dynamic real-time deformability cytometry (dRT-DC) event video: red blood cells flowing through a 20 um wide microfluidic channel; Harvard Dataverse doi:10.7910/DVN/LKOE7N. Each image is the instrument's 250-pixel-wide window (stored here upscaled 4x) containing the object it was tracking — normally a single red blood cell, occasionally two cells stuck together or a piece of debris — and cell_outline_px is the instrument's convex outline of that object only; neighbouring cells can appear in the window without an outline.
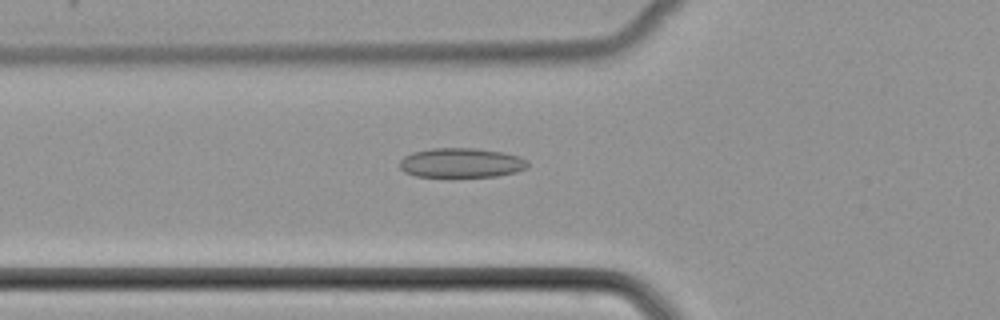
{"species": "common noctule bat (a hibernating species)", "species_latin": "Nyctalus noctula", "temperature_condition": "cold", "stored_images_in_passage": 39, "camera_frame_rate_fps": 3000, "um_per_image_px": 0.085, "animal": {"sex": "female", "body_mass_g": 22.7, "forearm_length_mm": 54.2}, "frame": {"image": 1, "passage_image": 7, "time_ms": 2.0, "image_size_px": [1000, 320], "cell_outline_px": [[528, 168], [516, 172], [496, 176], [448, 180], [416, 176], [404, 172], [400, 168], [400, 160], [404, 156], [412, 152], [432, 148], [472, 148], [504, 152], [520, 156], [528, 160]], "centroid_in_image_um": [39.19, 13.89], "position_along_channel_um": 86.6, "area_um2": 23.24}}
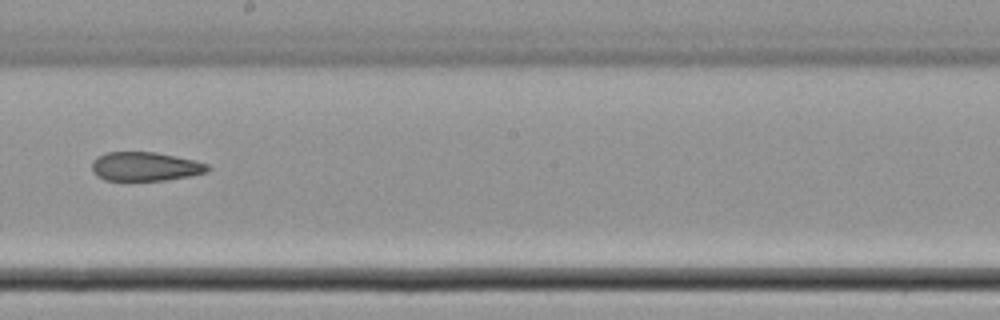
{"frame": {"image": 2, "passage_image": 18, "time_ms": 5.667, "image_size_px": [1000, 320], "cell_outline_px": [[212, 168], [208, 172], [192, 176], [164, 180], [104, 180], [96, 176], [92, 172], [92, 160], [96, 156], [104, 152], [156, 152], [192, 160], [208, 164]], "centroid_in_image_um": [12.32, 14.15], "position_along_channel_um": 235.9, "area_um2": 19.71}}
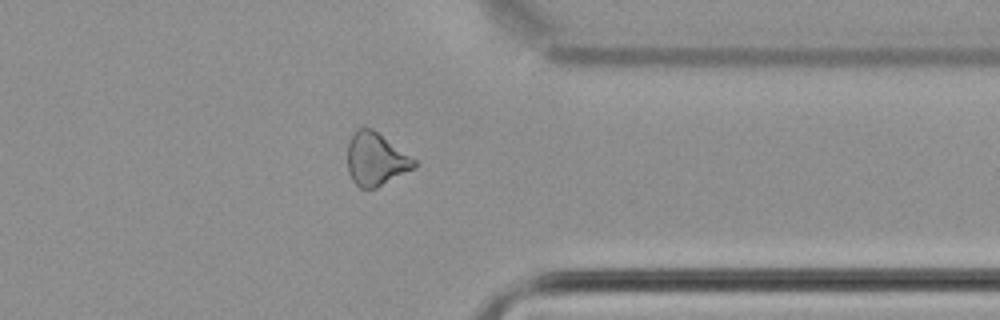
{"frame": {"image": 3, "passage_image": 29, "time_ms": 9.333, "image_size_px": [1000, 320], "cell_outline_px": [[416, 164], [412, 168], [376, 188], [360, 188], [352, 180], [348, 172], [348, 144], [352, 136], [360, 128], [372, 128], [416, 160]], "centroid_in_image_um": [31.92, 13.54], "position_along_channel_um": 379.5, "area_um2": 20.0}}